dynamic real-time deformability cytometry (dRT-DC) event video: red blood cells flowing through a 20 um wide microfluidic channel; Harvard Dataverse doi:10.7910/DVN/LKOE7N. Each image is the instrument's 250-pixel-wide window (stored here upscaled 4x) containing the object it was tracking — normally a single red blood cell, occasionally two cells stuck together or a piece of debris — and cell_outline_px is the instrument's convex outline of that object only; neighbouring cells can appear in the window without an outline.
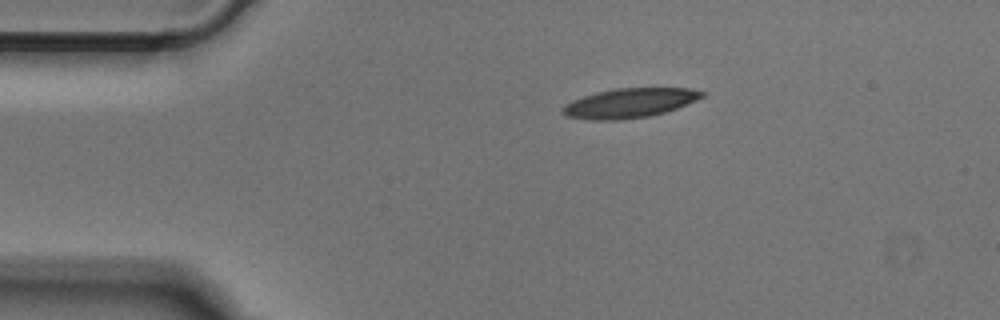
{"species": "Egyptian fruit bat (a non-hibernating species)", "species_latin": "Rousettus aegyptiacus", "temperature_condition": "cold", "stored_images_in_passage": 7, "camera_frame_rate_fps": 3000, "um_per_image_px": 0.085, "animal": {"sex": "male"}, "frame": {"image": 1, "passage_image": 1, "time_ms": 0.0, "image_size_px": [1000, 320], "cell_outline_px": [[708, 92], [704, 96], [696, 100], [676, 108], [664, 112], [648, 116], [620, 120], [588, 120], [564, 116], [560, 112], [560, 108], [572, 100], [596, 92], [616, 88], [688, 88]], "centroid_in_image_um": [53.47, 8.76], "position_along_channel_um": 31.5, "area_um2": 24.04}}